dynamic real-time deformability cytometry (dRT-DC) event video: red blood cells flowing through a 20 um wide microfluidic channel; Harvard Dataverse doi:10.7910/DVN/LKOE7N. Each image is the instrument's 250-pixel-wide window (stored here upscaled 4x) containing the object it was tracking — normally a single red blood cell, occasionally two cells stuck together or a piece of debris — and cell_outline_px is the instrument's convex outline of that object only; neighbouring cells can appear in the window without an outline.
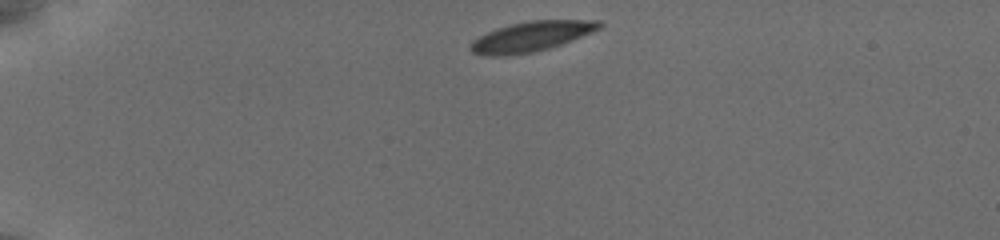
{"species": "common noctule bat (a hibernating species)", "species_latin": "Nyctalus noctula", "temperature_condition": "cold", "stored_images_in_passage": 43, "camera_frame_rate_fps": 3000, "um_per_image_px": 0.085, "animal": {"sex": "female", "body_mass_g": 19.5, "forearm_length_mm": 54.1}, "frame": {"image": 1, "passage_image": 1, "time_ms": 0.0, "image_size_px": [1000, 240], "cell_outline_px": [[596, 24], [592, 28], [572, 36], [560, 40], [532, 48], [476, 48], [476, 44], [480, 40], [488, 36], [508, 28], [524, 24]], "centroid_in_image_um": [45.18, 3.02], "position_along_channel_um": 39.8, "area_um2": 13.47}}
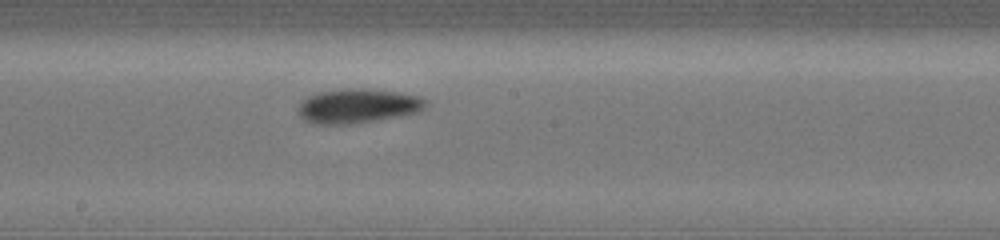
{"frame": {"image": 2, "passage_image": 20, "time_ms": 6.333, "image_size_px": [1000, 240], "cell_outline_px": [[412, 104], [408, 108], [384, 112], [336, 116], [316, 116], [308, 112], [308, 104], [316, 100], [332, 96], [384, 96], [412, 100]], "centroid_in_image_um": [30.28, 8.95], "position_along_channel_um": 217.9, "area_um2": 11.91}}
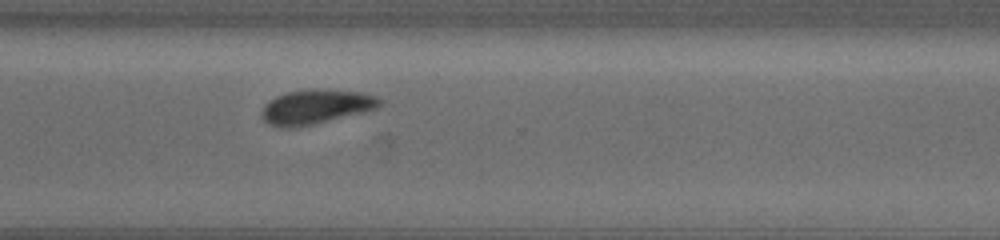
{"frame": {"image": 3, "passage_image": 30, "time_ms": 9.667, "image_size_px": [1000, 240], "cell_outline_px": [[372, 104], [324, 116], [304, 120], [276, 120], [268, 116], [268, 108], [276, 100], [288, 96], [356, 96], [372, 100]], "centroid_in_image_um": [26.63, 9.06], "position_along_channel_um": 344.0, "area_um2": 13.29}, "authors_computed_cell_mechanics": {"area_um2": 13.005, "velocity_mm_per_s": 3.7843, "shape_relaxation_time_tau1_ms": 3.9549, "shape_relaxation_time_tau2_ms": null, "deformation_change_tau1": 0.1509, "deformation_change_tau2": null}}